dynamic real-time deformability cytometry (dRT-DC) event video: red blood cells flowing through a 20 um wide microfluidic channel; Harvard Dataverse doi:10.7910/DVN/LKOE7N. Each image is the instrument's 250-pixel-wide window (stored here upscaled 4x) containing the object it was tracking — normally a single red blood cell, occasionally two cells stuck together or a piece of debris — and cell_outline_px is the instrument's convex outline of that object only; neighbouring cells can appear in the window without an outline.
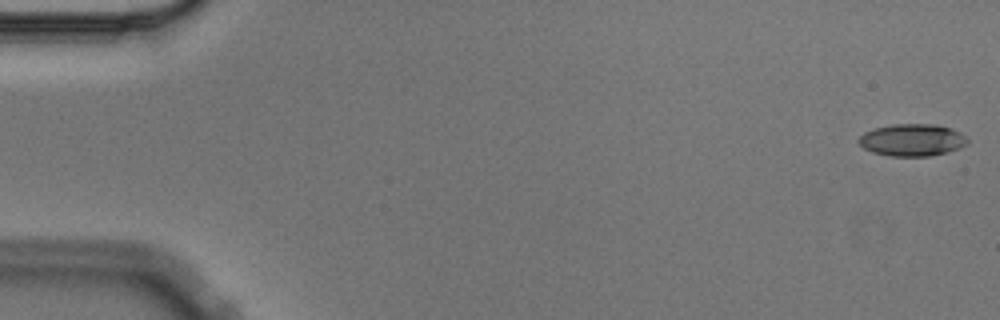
{"species": "Egyptian fruit bat (a non-hibernating species)", "species_latin": "Rousettus aegyptiacus", "temperature_condition": "cold", "stored_images_in_passage": 5, "camera_frame_rate_fps": 3000, "um_per_image_px": 0.085, "animal": {"sex": "male"}, "frame": {"image": 1, "passage_image": 1, "time_ms": 0.0, "image_size_px": [1000, 320], "cell_outline_px": [[968, 144], [960, 148], [948, 152], [928, 156], [892, 156], [872, 152], [864, 148], [856, 140], [864, 132], [872, 128], [892, 124], [936, 124], [952, 128], [960, 132], [968, 140]], "centroid_in_image_um": [77.53, 11.89], "position_along_channel_um": 7.5, "area_um2": 20.58}}
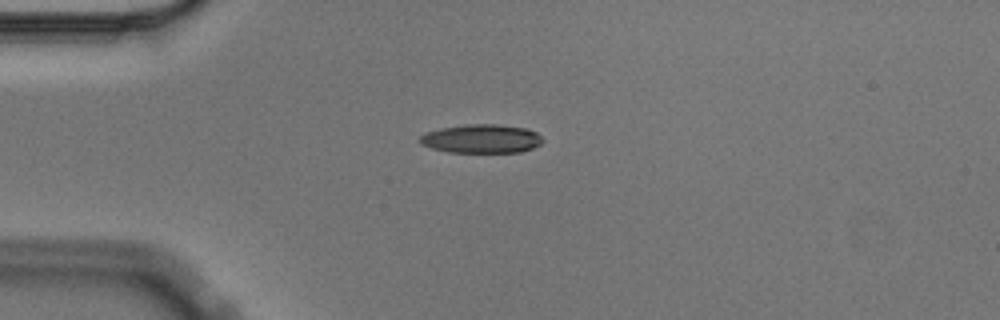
{"frame": {"image": 2, "passage_image": 4, "time_ms": 1.0, "image_size_px": [1000, 320], "cell_outline_px": [[544, 140], [540, 144], [532, 148], [520, 152], [448, 152], [432, 148], [420, 144], [420, 136], [428, 132], [440, 128], [464, 124], [496, 124], [524, 128], [536, 132]], "centroid_in_image_um": [40.92, 11.79], "position_along_channel_um": 44.1, "area_um2": 20.46}}